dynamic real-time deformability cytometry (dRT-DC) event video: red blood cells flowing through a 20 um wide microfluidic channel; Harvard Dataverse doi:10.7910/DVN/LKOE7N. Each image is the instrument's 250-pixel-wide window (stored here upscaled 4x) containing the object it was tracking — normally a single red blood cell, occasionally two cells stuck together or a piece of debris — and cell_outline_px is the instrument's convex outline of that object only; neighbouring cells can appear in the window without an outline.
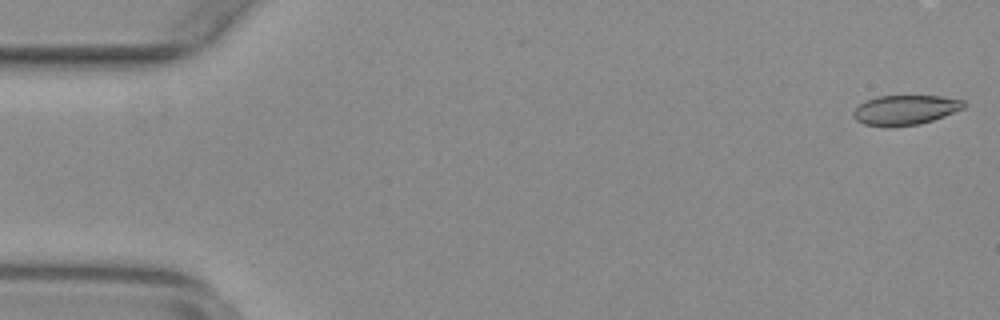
{"species": "common noctule bat (a hibernating species)", "species_latin": "Nyctalus noctula", "temperature_condition": "warm", "stored_images_in_passage": 13, "camera_frame_rate_fps": 3000, "um_per_image_px": 0.085, "animal": {"sex": "female", "body_mass_g": 29.2, "forearm_length_mm": 56.3}, "frame": {"image": 1, "passage_image": 1, "time_ms": 0.0, "image_size_px": [1000, 320], "cell_outline_px": [[964, 108], [944, 116], [920, 124], [864, 124], [856, 120], [852, 116], [852, 112], [860, 104], [876, 96], [940, 96], [964, 100]], "centroid_in_image_um": [76.97, 9.31], "position_along_channel_um": 8.0, "area_um2": 18.44}}